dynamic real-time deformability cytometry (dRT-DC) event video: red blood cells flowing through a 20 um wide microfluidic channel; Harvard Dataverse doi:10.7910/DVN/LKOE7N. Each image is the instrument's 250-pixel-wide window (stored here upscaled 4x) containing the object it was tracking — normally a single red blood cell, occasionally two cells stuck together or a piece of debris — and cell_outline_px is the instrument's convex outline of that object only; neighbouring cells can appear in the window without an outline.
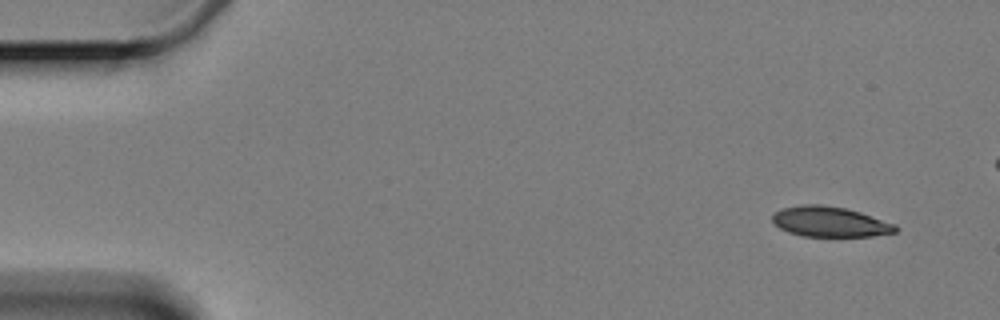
{"species": "Egyptian fruit bat (a non-hibernating species)", "species_latin": "Rousettus aegyptiacus", "temperature_condition": "cold", "stored_images_in_passage": 4, "camera_frame_rate_fps": 3000, "um_per_image_px": 0.085, "animal": {"sex": "female"}, "frame": {"image": 1, "passage_image": 1, "time_ms": 0.0, "image_size_px": [1000, 320], "cell_outline_px": [[900, 228], [896, 232], [872, 236], [804, 236], [788, 232], [780, 228], [772, 220], [772, 216], [776, 212], [784, 208], [804, 204], [820, 204], [844, 208], [860, 212], [896, 224]], "centroid_in_image_um": [70.58, 18.85], "position_along_channel_um": 14.4, "area_um2": 21.56}}
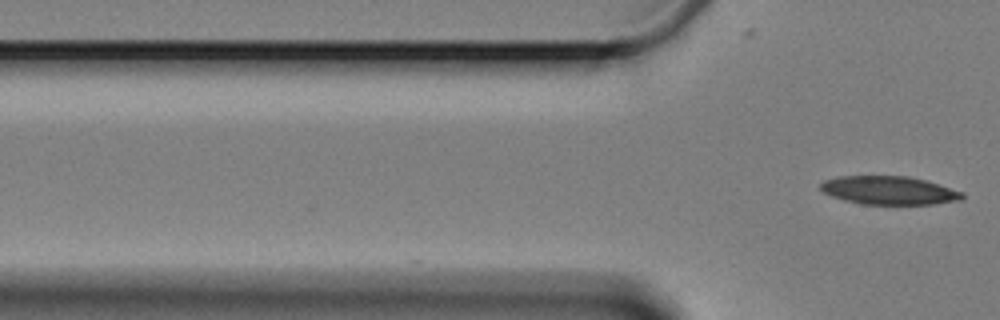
{"frame": {"image": 2, "passage_image": 4, "time_ms": 4.0, "image_size_px": [1000, 320], "cell_outline_px": [[964, 196], [960, 200], [932, 204], [860, 204], [844, 200], [832, 196], [824, 192], [820, 188], [820, 184], [824, 180], [840, 176], [908, 176], [924, 180], [964, 192]], "centroid_in_image_um": [75.55, 16.18], "position_along_channel_um": 50.2, "area_um2": 23.29}}